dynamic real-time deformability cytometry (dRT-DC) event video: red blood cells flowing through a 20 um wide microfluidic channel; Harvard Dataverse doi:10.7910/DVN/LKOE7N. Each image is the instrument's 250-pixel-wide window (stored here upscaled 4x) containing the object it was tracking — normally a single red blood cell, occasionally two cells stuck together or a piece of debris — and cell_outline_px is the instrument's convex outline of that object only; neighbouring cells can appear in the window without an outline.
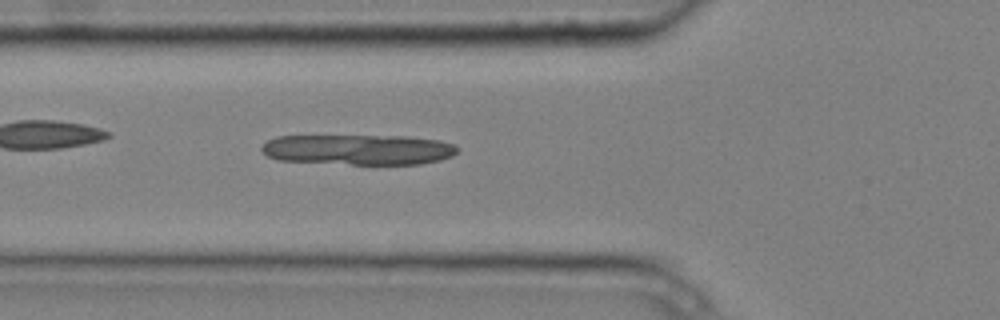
{"species": "common noctule bat (a hibernating species)", "species_latin": "Nyctalus noctula", "temperature_condition": "cold", "stored_images_in_passage": 5, "camera_frame_rate_fps": 3000, "um_per_image_px": 0.085, "animal": {"sex": "male", "body_mass_g": 20.4}, "frame": {"image": 1, "passage_image": 5, "time_ms": 1.333, "image_size_px": [1000, 320], "cell_outline_px": [[460, 148], [452, 156], [440, 160], [420, 164], [352, 164], [276, 160], [268, 156], [260, 148], [268, 140], [276, 136], [404, 136], [440, 140], [452, 144]], "centroid_in_image_um": [30.47, 12.71], "position_along_channel_um": 95.3, "area_um2": 34.62}}